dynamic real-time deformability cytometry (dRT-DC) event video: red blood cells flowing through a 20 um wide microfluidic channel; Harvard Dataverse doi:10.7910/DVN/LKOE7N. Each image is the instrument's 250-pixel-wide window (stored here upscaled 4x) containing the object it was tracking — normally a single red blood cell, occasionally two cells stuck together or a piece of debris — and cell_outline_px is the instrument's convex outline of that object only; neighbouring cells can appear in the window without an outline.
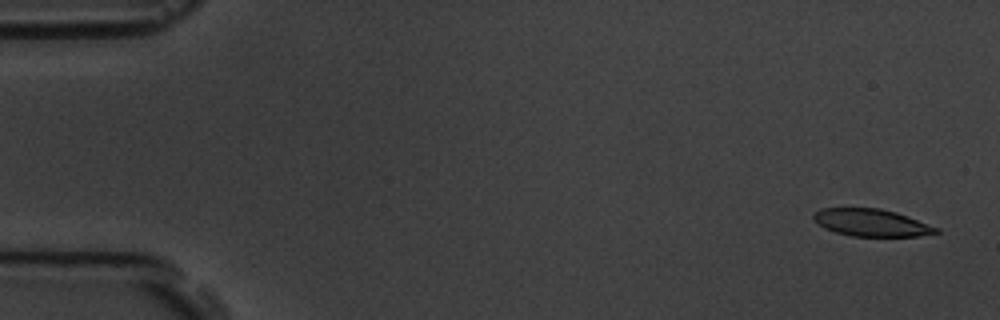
{"species": "common noctule bat (a hibernating species)", "species_latin": "Nyctalus noctula", "temperature_condition": "room temperature", "stored_images_in_passage": 4, "camera_frame_rate_fps": 3000, "um_per_image_px": 0.085, "animal": {"sex": "male", "body_mass_g": 19.5, "forearm_length_mm": 54.6}, "frame": {"image": 1, "passage_image": 1, "time_ms": 0.0, "image_size_px": [1000, 320], "cell_outline_px": [[940, 232], [920, 236], [852, 236], [836, 232], [824, 228], [812, 216], [820, 208], [880, 208], [896, 212], [908, 216], [940, 228]], "centroid_in_image_um": [74.12, 18.92], "position_along_channel_um": 10.9, "area_um2": 19.42}}